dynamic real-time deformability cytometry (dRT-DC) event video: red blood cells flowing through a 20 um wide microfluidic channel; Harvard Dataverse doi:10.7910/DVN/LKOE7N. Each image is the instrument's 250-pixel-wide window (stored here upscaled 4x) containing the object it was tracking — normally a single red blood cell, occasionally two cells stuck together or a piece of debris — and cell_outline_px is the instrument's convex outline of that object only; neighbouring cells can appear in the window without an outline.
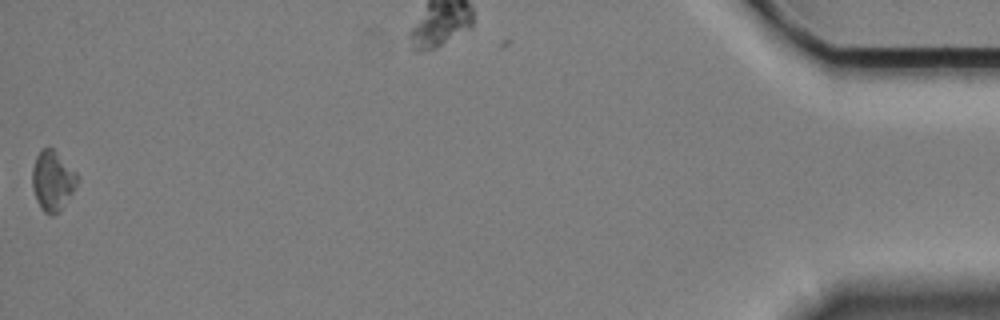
{"species": "Egyptian fruit bat (a non-hibernating species)", "species_latin": "Rousettus aegyptiacus", "temperature_condition": "cold", "stored_images_in_passage": 43, "camera_frame_rate_fps": 3000, "um_per_image_px": 0.085, "animal": {"sex": "female"}, "frame": {"image": 1, "passage_image": 42, "time_ms": 13.667, "image_size_px": [1000, 320], "cell_outline_px": [[80, 180], [60, 212], [52, 216], [44, 212], [36, 200], [32, 188], [32, 168], [36, 156], [44, 148], [52, 148], [80, 176]], "centroid_in_image_um": [4.48, 15.4], "position_along_channel_um": 430.7, "area_um2": 15.78}}